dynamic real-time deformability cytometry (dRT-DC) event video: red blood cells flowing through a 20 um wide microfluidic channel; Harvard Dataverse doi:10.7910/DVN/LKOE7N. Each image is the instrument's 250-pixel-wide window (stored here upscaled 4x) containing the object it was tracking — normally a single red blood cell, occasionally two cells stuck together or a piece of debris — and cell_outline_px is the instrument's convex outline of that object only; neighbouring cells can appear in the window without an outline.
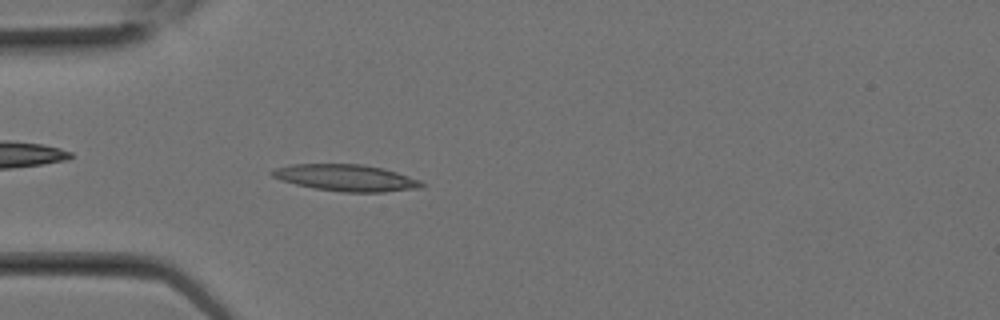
{"species": "Egyptian fruit bat (a non-hibernating species)", "species_latin": "Rousettus aegyptiacus", "temperature_condition": "room temperature", "stored_images_in_passage": 9, "camera_frame_rate_fps": 3000, "um_per_image_px": 0.085, "animal": {"sex": "female"}, "frame": {"image": 1, "passage_image": 7, "time_ms": 2.0, "image_size_px": [1000, 320], "cell_outline_px": [[428, 184], [424, 188], [384, 192], [344, 192], [316, 188], [296, 184], [280, 180], [272, 176], [268, 172], [276, 168], [292, 164], [364, 164], [396, 172], [420, 180]], "centroid_in_image_um": [29.46, 15.12], "position_along_channel_um": 55.5, "area_um2": 23.24}}
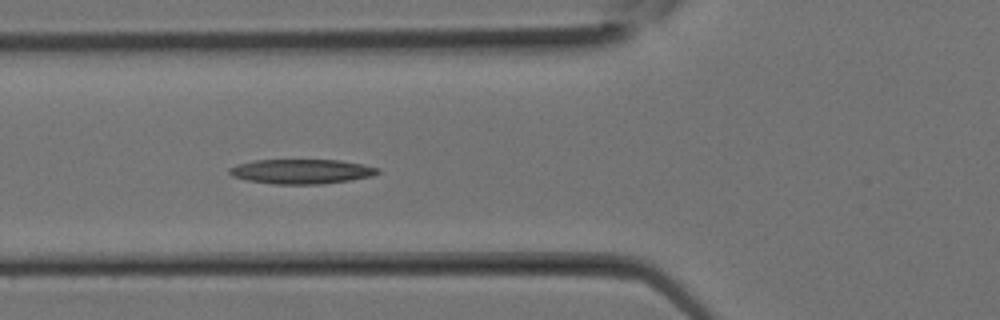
{"frame": {"image": 2, "passage_image": 9, "time_ms": 2.667, "image_size_px": [1000, 320], "cell_outline_px": [[380, 172], [372, 176], [348, 180], [320, 184], [276, 184], [248, 180], [232, 176], [228, 172], [228, 168], [236, 164], [252, 160], [340, 160], [364, 164], [380, 168]], "centroid_in_image_um": [25.62, 14.56], "position_along_channel_um": 100.2, "area_um2": 21.33}}